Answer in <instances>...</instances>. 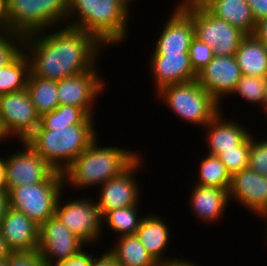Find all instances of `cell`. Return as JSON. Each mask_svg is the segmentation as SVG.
<instances>
[{
    "label": "cell",
    "mask_w": 267,
    "mask_h": 266,
    "mask_svg": "<svg viewBox=\"0 0 267 266\" xmlns=\"http://www.w3.org/2000/svg\"><path fill=\"white\" fill-rule=\"evenodd\" d=\"M56 29L24 37L23 51L33 76L59 81L98 65L104 46L93 35L68 26Z\"/></svg>",
    "instance_id": "1"
},
{
    "label": "cell",
    "mask_w": 267,
    "mask_h": 266,
    "mask_svg": "<svg viewBox=\"0 0 267 266\" xmlns=\"http://www.w3.org/2000/svg\"><path fill=\"white\" fill-rule=\"evenodd\" d=\"M140 155L123 147L101 146L96 137L63 171V184L77 190L100 187L126 170ZM67 185V186H66ZM98 185V186H97ZM83 188V189H82ZM86 188V189H85Z\"/></svg>",
    "instance_id": "2"
},
{
    "label": "cell",
    "mask_w": 267,
    "mask_h": 266,
    "mask_svg": "<svg viewBox=\"0 0 267 266\" xmlns=\"http://www.w3.org/2000/svg\"><path fill=\"white\" fill-rule=\"evenodd\" d=\"M129 15L118 0H68L66 26L93 35L107 48L128 38Z\"/></svg>",
    "instance_id": "3"
},
{
    "label": "cell",
    "mask_w": 267,
    "mask_h": 266,
    "mask_svg": "<svg viewBox=\"0 0 267 266\" xmlns=\"http://www.w3.org/2000/svg\"><path fill=\"white\" fill-rule=\"evenodd\" d=\"M95 124L35 129L25 140L27 144L56 171L62 172L97 137Z\"/></svg>",
    "instance_id": "4"
},
{
    "label": "cell",
    "mask_w": 267,
    "mask_h": 266,
    "mask_svg": "<svg viewBox=\"0 0 267 266\" xmlns=\"http://www.w3.org/2000/svg\"><path fill=\"white\" fill-rule=\"evenodd\" d=\"M155 95L177 117L193 126L204 128L221 110V104L196 79L165 86Z\"/></svg>",
    "instance_id": "5"
},
{
    "label": "cell",
    "mask_w": 267,
    "mask_h": 266,
    "mask_svg": "<svg viewBox=\"0 0 267 266\" xmlns=\"http://www.w3.org/2000/svg\"><path fill=\"white\" fill-rule=\"evenodd\" d=\"M5 4L6 29L11 32L26 36L66 26L68 0H5Z\"/></svg>",
    "instance_id": "6"
},
{
    "label": "cell",
    "mask_w": 267,
    "mask_h": 266,
    "mask_svg": "<svg viewBox=\"0 0 267 266\" xmlns=\"http://www.w3.org/2000/svg\"><path fill=\"white\" fill-rule=\"evenodd\" d=\"M62 191H66L62 172L55 171L43 182L9 189V207L25 214L40 226L54 216L55 205Z\"/></svg>",
    "instance_id": "7"
},
{
    "label": "cell",
    "mask_w": 267,
    "mask_h": 266,
    "mask_svg": "<svg viewBox=\"0 0 267 266\" xmlns=\"http://www.w3.org/2000/svg\"><path fill=\"white\" fill-rule=\"evenodd\" d=\"M193 21L195 37L212 47L216 56L235 55L246 36L239 28L215 17L203 5L182 9Z\"/></svg>",
    "instance_id": "8"
},
{
    "label": "cell",
    "mask_w": 267,
    "mask_h": 266,
    "mask_svg": "<svg viewBox=\"0 0 267 266\" xmlns=\"http://www.w3.org/2000/svg\"><path fill=\"white\" fill-rule=\"evenodd\" d=\"M63 194L62 191L58 197L54 215L87 245L91 246L97 241L99 243L103 235V222L95 198L77 197L78 199L65 200L64 203L60 199L64 196Z\"/></svg>",
    "instance_id": "9"
},
{
    "label": "cell",
    "mask_w": 267,
    "mask_h": 266,
    "mask_svg": "<svg viewBox=\"0 0 267 266\" xmlns=\"http://www.w3.org/2000/svg\"><path fill=\"white\" fill-rule=\"evenodd\" d=\"M88 246L54 215L39 226L38 252L47 266L68 261Z\"/></svg>",
    "instance_id": "10"
},
{
    "label": "cell",
    "mask_w": 267,
    "mask_h": 266,
    "mask_svg": "<svg viewBox=\"0 0 267 266\" xmlns=\"http://www.w3.org/2000/svg\"><path fill=\"white\" fill-rule=\"evenodd\" d=\"M141 155L120 175L108 180L98 189V198L95 201L102 217L113 209L139 205L142 189L137 182L135 174L140 172L144 164ZM139 170V171H138ZM141 192V196H140Z\"/></svg>",
    "instance_id": "11"
},
{
    "label": "cell",
    "mask_w": 267,
    "mask_h": 266,
    "mask_svg": "<svg viewBox=\"0 0 267 266\" xmlns=\"http://www.w3.org/2000/svg\"><path fill=\"white\" fill-rule=\"evenodd\" d=\"M0 119L18 142L25 141L35 131L40 116L27 89L0 96Z\"/></svg>",
    "instance_id": "12"
},
{
    "label": "cell",
    "mask_w": 267,
    "mask_h": 266,
    "mask_svg": "<svg viewBox=\"0 0 267 266\" xmlns=\"http://www.w3.org/2000/svg\"><path fill=\"white\" fill-rule=\"evenodd\" d=\"M97 66L92 70L57 81L59 105L81 108L88 116H94L95 100L105 91V79L98 74ZM104 79V80H103Z\"/></svg>",
    "instance_id": "13"
},
{
    "label": "cell",
    "mask_w": 267,
    "mask_h": 266,
    "mask_svg": "<svg viewBox=\"0 0 267 266\" xmlns=\"http://www.w3.org/2000/svg\"><path fill=\"white\" fill-rule=\"evenodd\" d=\"M21 150L4 156L7 189L20 185L43 182L56 170L39 156L26 141H21Z\"/></svg>",
    "instance_id": "14"
},
{
    "label": "cell",
    "mask_w": 267,
    "mask_h": 266,
    "mask_svg": "<svg viewBox=\"0 0 267 266\" xmlns=\"http://www.w3.org/2000/svg\"><path fill=\"white\" fill-rule=\"evenodd\" d=\"M241 76L235 55H214L209 64L197 73L196 81L222 104L225 97L227 98L235 90Z\"/></svg>",
    "instance_id": "15"
},
{
    "label": "cell",
    "mask_w": 267,
    "mask_h": 266,
    "mask_svg": "<svg viewBox=\"0 0 267 266\" xmlns=\"http://www.w3.org/2000/svg\"><path fill=\"white\" fill-rule=\"evenodd\" d=\"M229 201L234 200L251 214L263 219L267 215V177L249 167L232 175Z\"/></svg>",
    "instance_id": "16"
},
{
    "label": "cell",
    "mask_w": 267,
    "mask_h": 266,
    "mask_svg": "<svg viewBox=\"0 0 267 266\" xmlns=\"http://www.w3.org/2000/svg\"><path fill=\"white\" fill-rule=\"evenodd\" d=\"M160 36L156 39L152 54L188 53L192 39L195 37L192 19L182 10L173 7Z\"/></svg>",
    "instance_id": "17"
},
{
    "label": "cell",
    "mask_w": 267,
    "mask_h": 266,
    "mask_svg": "<svg viewBox=\"0 0 267 266\" xmlns=\"http://www.w3.org/2000/svg\"><path fill=\"white\" fill-rule=\"evenodd\" d=\"M222 105L217 115L202 128L207 132L204 143L207 144L208 152L205 154L218 156L221 151L237 150V146L252 133L244 124L229 118L224 119L222 111L224 104Z\"/></svg>",
    "instance_id": "18"
},
{
    "label": "cell",
    "mask_w": 267,
    "mask_h": 266,
    "mask_svg": "<svg viewBox=\"0 0 267 266\" xmlns=\"http://www.w3.org/2000/svg\"><path fill=\"white\" fill-rule=\"evenodd\" d=\"M149 63L156 92L165 86L189 82L197 77L191 67L189 53L151 54Z\"/></svg>",
    "instance_id": "19"
},
{
    "label": "cell",
    "mask_w": 267,
    "mask_h": 266,
    "mask_svg": "<svg viewBox=\"0 0 267 266\" xmlns=\"http://www.w3.org/2000/svg\"><path fill=\"white\" fill-rule=\"evenodd\" d=\"M169 226L164 217L158 216L156 213L145 214L135 234L151 257L158 264L165 266H170L179 260V257L169 259L165 253V251H169L167 248L171 243Z\"/></svg>",
    "instance_id": "20"
},
{
    "label": "cell",
    "mask_w": 267,
    "mask_h": 266,
    "mask_svg": "<svg viewBox=\"0 0 267 266\" xmlns=\"http://www.w3.org/2000/svg\"><path fill=\"white\" fill-rule=\"evenodd\" d=\"M0 230L11 251L38 250L39 225L25 214L9 207L0 223Z\"/></svg>",
    "instance_id": "21"
},
{
    "label": "cell",
    "mask_w": 267,
    "mask_h": 266,
    "mask_svg": "<svg viewBox=\"0 0 267 266\" xmlns=\"http://www.w3.org/2000/svg\"><path fill=\"white\" fill-rule=\"evenodd\" d=\"M189 207L203 224L218 222L229 205V193L225 189L193 184Z\"/></svg>",
    "instance_id": "22"
},
{
    "label": "cell",
    "mask_w": 267,
    "mask_h": 266,
    "mask_svg": "<svg viewBox=\"0 0 267 266\" xmlns=\"http://www.w3.org/2000/svg\"><path fill=\"white\" fill-rule=\"evenodd\" d=\"M203 6L215 17L239 28L246 35H253L256 22L246 0H208Z\"/></svg>",
    "instance_id": "23"
},
{
    "label": "cell",
    "mask_w": 267,
    "mask_h": 266,
    "mask_svg": "<svg viewBox=\"0 0 267 266\" xmlns=\"http://www.w3.org/2000/svg\"><path fill=\"white\" fill-rule=\"evenodd\" d=\"M242 75L267 77V46L254 35H246L235 53Z\"/></svg>",
    "instance_id": "24"
},
{
    "label": "cell",
    "mask_w": 267,
    "mask_h": 266,
    "mask_svg": "<svg viewBox=\"0 0 267 266\" xmlns=\"http://www.w3.org/2000/svg\"><path fill=\"white\" fill-rule=\"evenodd\" d=\"M118 239V240H117ZM108 248L118 266H158L136 235L116 237Z\"/></svg>",
    "instance_id": "25"
},
{
    "label": "cell",
    "mask_w": 267,
    "mask_h": 266,
    "mask_svg": "<svg viewBox=\"0 0 267 266\" xmlns=\"http://www.w3.org/2000/svg\"><path fill=\"white\" fill-rule=\"evenodd\" d=\"M26 89L39 116L59 106L57 81L41 79L30 73Z\"/></svg>",
    "instance_id": "26"
},
{
    "label": "cell",
    "mask_w": 267,
    "mask_h": 266,
    "mask_svg": "<svg viewBox=\"0 0 267 266\" xmlns=\"http://www.w3.org/2000/svg\"><path fill=\"white\" fill-rule=\"evenodd\" d=\"M138 205L118 208L108 211L103 217V230L117 233V237L135 235L142 218L145 216L139 213Z\"/></svg>",
    "instance_id": "27"
},
{
    "label": "cell",
    "mask_w": 267,
    "mask_h": 266,
    "mask_svg": "<svg viewBox=\"0 0 267 266\" xmlns=\"http://www.w3.org/2000/svg\"><path fill=\"white\" fill-rule=\"evenodd\" d=\"M76 124H95L94 116H88L81 108L73 105H59L55 110L40 116L36 129L53 130Z\"/></svg>",
    "instance_id": "28"
},
{
    "label": "cell",
    "mask_w": 267,
    "mask_h": 266,
    "mask_svg": "<svg viewBox=\"0 0 267 266\" xmlns=\"http://www.w3.org/2000/svg\"><path fill=\"white\" fill-rule=\"evenodd\" d=\"M30 63L22 51L11 63L0 68V96L26 89Z\"/></svg>",
    "instance_id": "29"
},
{
    "label": "cell",
    "mask_w": 267,
    "mask_h": 266,
    "mask_svg": "<svg viewBox=\"0 0 267 266\" xmlns=\"http://www.w3.org/2000/svg\"><path fill=\"white\" fill-rule=\"evenodd\" d=\"M196 185L225 189L229 192L232 175L218 156L205 155L199 164Z\"/></svg>",
    "instance_id": "30"
},
{
    "label": "cell",
    "mask_w": 267,
    "mask_h": 266,
    "mask_svg": "<svg viewBox=\"0 0 267 266\" xmlns=\"http://www.w3.org/2000/svg\"><path fill=\"white\" fill-rule=\"evenodd\" d=\"M238 95L252 106H259L265 112L267 109V77L242 75L231 96ZM264 108V109H263Z\"/></svg>",
    "instance_id": "31"
},
{
    "label": "cell",
    "mask_w": 267,
    "mask_h": 266,
    "mask_svg": "<svg viewBox=\"0 0 267 266\" xmlns=\"http://www.w3.org/2000/svg\"><path fill=\"white\" fill-rule=\"evenodd\" d=\"M24 35L0 30V68L11 63L22 51Z\"/></svg>",
    "instance_id": "32"
},
{
    "label": "cell",
    "mask_w": 267,
    "mask_h": 266,
    "mask_svg": "<svg viewBox=\"0 0 267 266\" xmlns=\"http://www.w3.org/2000/svg\"><path fill=\"white\" fill-rule=\"evenodd\" d=\"M250 135L237 146V150L221 151L218 155L231 175L248 168Z\"/></svg>",
    "instance_id": "33"
},
{
    "label": "cell",
    "mask_w": 267,
    "mask_h": 266,
    "mask_svg": "<svg viewBox=\"0 0 267 266\" xmlns=\"http://www.w3.org/2000/svg\"><path fill=\"white\" fill-rule=\"evenodd\" d=\"M255 138L253 133L250 134L248 167L267 177V138L261 140Z\"/></svg>",
    "instance_id": "34"
},
{
    "label": "cell",
    "mask_w": 267,
    "mask_h": 266,
    "mask_svg": "<svg viewBox=\"0 0 267 266\" xmlns=\"http://www.w3.org/2000/svg\"><path fill=\"white\" fill-rule=\"evenodd\" d=\"M188 53L191 67L196 74L206 67L214 57L212 47L196 37L192 39Z\"/></svg>",
    "instance_id": "35"
},
{
    "label": "cell",
    "mask_w": 267,
    "mask_h": 266,
    "mask_svg": "<svg viewBox=\"0 0 267 266\" xmlns=\"http://www.w3.org/2000/svg\"><path fill=\"white\" fill-rule=\"evenodd\" d=\"M5 261L7 266H47L37 250L11 251Z\"/></svg>",
    "instance_id": "36"
},
{
    "label": "cell",
    "mask_w": 267,
    "mask_h": 266,
    "mask_svg": "<svg viewBox=\"0 0 267 266\" xmlns=\"http://www.w3.org/2000/svg\"><path fill=\"white\" fill-rule=\"evenodd\" d=\"M86 248L87 246L68 261L59 262L51 266H90V261L94 254L90 253L92 249L87 251L85 250Z\"/></svg>",
    "instance_id": "37"
},
{
    "label": "cell",
    "mask_w": 267,
    "mask_h": 266,
    "mask_svg": "<svg viewBox=\"0 0 267 266\" xmlns=\"http://www.w3.org/2000/svg\"><path fill=\"white\" fill-rule=\"evenodd\" d=\"M255 22L267 17V0H246Z\"/></svg>",
    "instance_id": "38"
},
{
    "label": "cell",
    "mask_w": 267,
    "mask_h": 266,
    "mask_svg": "<svg viewBox=\"0 0 267 266\" xmlns=\"http://www.w3.org/2000/svg\"><path fill=\"white\" fill-rule=\"evenodd\" d=\"M103 254L99 255V257L93 255L90 266H118L117 262L113 255L106 249Z\"/></svg>",
    "instance_id": "39"
},
{
    "label": "cell",
    "mask_w": 267,
    "mask_h": 266,
    "mask_svg": "<svg viewBox=\"0 0 267 266\" xmlns=\"http://www.w3.org/2000/svg\"><path fill=\"white\" fill-rule=\"evenodd\" d=\"M253 35L267 46V17L256 23Z\"/></svg>",
    "instance_id": "40"
},
{
    "label": "cell",
    "mask_w": 267,
    "mask_h": 266,
    "mask_svg": "<svg viewBox=\"0 0 267 266\" xmlns=\"http://www.w3.org/2000/svg\"><path fill=\"white\" fill-rule=\"evenodd\" d=\"M0 191H8L6 183V166L4 156H0Z\"/></svg>",
    "instance_id": "41"
},
{
    "label": "cell",
    "mask_w": 267,
    "mask_h": 266,
    "mask_svg": "<svg viewBox=\"0 0 267 266\" xmlns=\"http://www.w3.org/2000/svg\"><path fill=\"white\" fill-rule=\"evenodd\" d=\"M9 208L8 191H0V223Z\"/></svg>",
    "instance_id": "42"
},
{
    "label": "cell",
    "mask_w": 267,
    "mask_h": 266,
    "mask_svg": "<svg viewBox=\"0 0 267 266\" xmlns=\"http://www.w3.org/2000/svg\"><path fill=\"white\" fill-rule=\"evenodd\" d=\"M180 3L175 4L176 9H184L187 7H193L198 5H204L208 0H177Z\"/></svg>",
    "instance_id": "43"
},
{
    "label": "cell",
    "mask_w": 267,
    "mask_h": 266,
    "mask_svg": "<svg viewBox=\"0 0 267 266\" xmlns=\"http://www.w3.org/2000/svg\"><path fill=\"white\" fill-rule=\"evenodd\" d=\"M11 250L8 248L6 240L2 236L1 230H0V261H5Z\"/></svg>",
    "instance_id": "44"
},
{
    "label": "cell",
    "mask_w": 267,
    "mask_h": 266,
    "mask_svg": "<svg viewBox=\"0 0 267 266\" xmlns=\"http://www.w3.org/2000/svg\"><path fill=\"white\" fill-rule=\"evenodd\" d=\"M7 19H6V4L5 0H0V30H6Z\"/></svg>",
    "instance_id": "45"
},
{
    "label": "cell",
    "mask_w": 267,
    "mask_h": 266,
    "mask_svg": "<svg viewBox=\"0 0 267 266\" xmlns=\"http://www.w3.org/2000/svg\"><path fill=\"white\" fill-rule=\"evenodd\" d=\"M170 266H199L197 263H193L188 259L179 258V260L173 262Z\"/></svg>",
    "instance_id": "46"
},
{
    "label": "cell",
    "mask_w": 267,
    "mask_h": 266,
    "mask_svg": "<svg viewBox=\"0 0 267 266\" xmlns=\"http://www.w3.org/2000/svg\"><path fill=\"white\" fill-rule=\"evenodd\" d=\"M7 138H12L11 135L7 132L3 121L0 119V141H6ZM6 139V140H5Z\"/></svg>",
    "instance_id": "47"
},
{
    "label": "cell",
    "mask_w": 267,
    "mask_h": 266,
    "mask_svg": "<svg viewBox=\"0 0 267 266\" xmlns=\"http://www.w3.org/2000/svg\"><path fill=\"white\" fill-rule=\"evenodd\" d=\"M121 2L129 11H131L130 7L134 0H118Z\"/></svg>",
    "instance_id": "48"
},
{
    "label": "cell",
    "mask_w": 267,
    "mask_h": 266,
    "mask_svg": "<svg viewBox=\"0 0 267 266\" xmlns=\"http://www.w3.org/2000/svg\"><path fill=\"white\" fill-rule=\"evenodd\" d=\"M262 220H266V221H265V222H266V225H265L266 227H265L264 229H266L265 232H266V234H267V215H266ZM266 236H267V235H266Z\"/></svg>",
    "instance_id": "49"
},
{
    "label": "cell",
    "mask_w": 267,
    "mask_h": 266,
    "mask_svg": "<svg viewBox=\"0 0 267 266\" xmlns=\"http://www.w3.org/2000/svg\"><path fill=\"white\" fill-rule=\"evenodd\" d=\"M0 266H7L6 261H0Z\"/></svg>",
    "instance_id": "50"
}]
</instances>
